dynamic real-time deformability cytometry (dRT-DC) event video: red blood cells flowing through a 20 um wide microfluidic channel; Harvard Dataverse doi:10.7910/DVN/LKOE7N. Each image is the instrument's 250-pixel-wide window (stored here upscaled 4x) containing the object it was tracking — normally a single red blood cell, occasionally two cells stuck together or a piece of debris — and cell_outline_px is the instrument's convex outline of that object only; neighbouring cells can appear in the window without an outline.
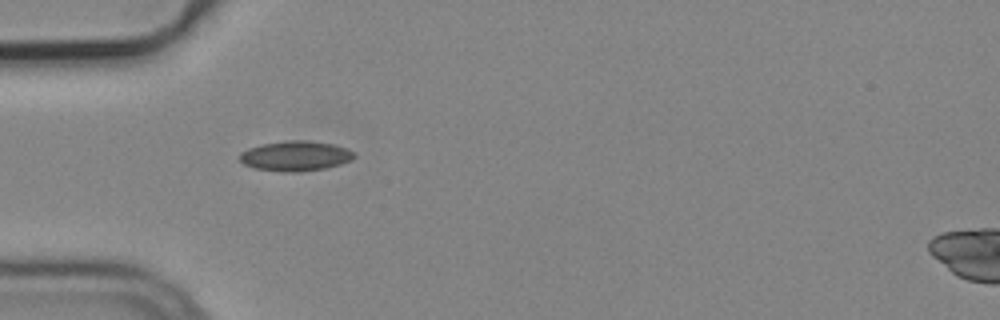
{"species": "common noctule bat (a hibernating species)", "species_latin": "Nyctalus noctula", "temperature_condition": "cold", "stored_images_in_passage": 2, "camera_frame_rate_fps": 3000, "um_per_image_px": 0.085, "animal": {"sex": "male", "body_mass_g": 19.2, "forearm_length_mm": 51.8}, "frame": {"image": 1, "passage_image": 1, "time_ms": 0.0, "image_size_px": [1000, 320], "cell_outline_px": [[356, 156], [352, 160], [340, 164], [324, 168], [296, 172], [280, 172], [252, 168], [244, 164], [240, 160], [240, 152], [248, 148], [260, 144], [284, 140], [308, 140], [332, 144], [348, 148]], "centroid_in_image_um": [25.08, 13.25], "position_along_channel_um": 59.9, "area_um2": 20.23}}
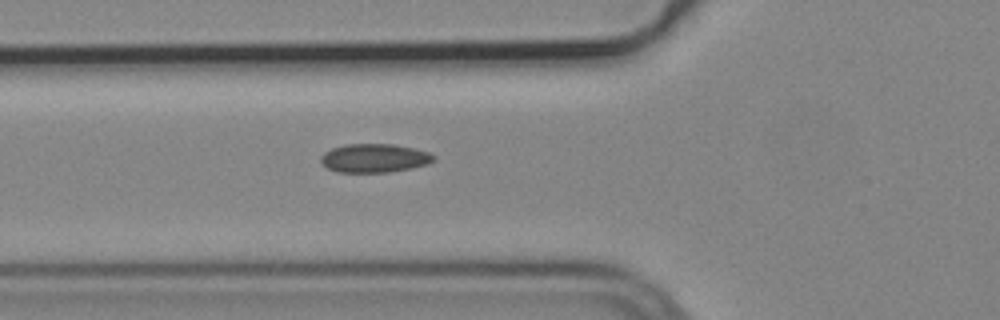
{"frame": {"image": 2, "passage_image": 2, "time_ms": 0.333, "image_size_px": [1000, 320], "cell_outline_px": [[436, 160], [428, 164], [412, 168], [388, 172], [336, 172], [328, 168], [320, 160], [320, 156], [324, 152], [332, 148], [344, 144], [392, 144], [416, 148], [432, 152], [436, 156]], "centroid_in_image_um": [31.87, 13.43], "position_along_channel_um": 93.9, "area_um2": 19.13}}